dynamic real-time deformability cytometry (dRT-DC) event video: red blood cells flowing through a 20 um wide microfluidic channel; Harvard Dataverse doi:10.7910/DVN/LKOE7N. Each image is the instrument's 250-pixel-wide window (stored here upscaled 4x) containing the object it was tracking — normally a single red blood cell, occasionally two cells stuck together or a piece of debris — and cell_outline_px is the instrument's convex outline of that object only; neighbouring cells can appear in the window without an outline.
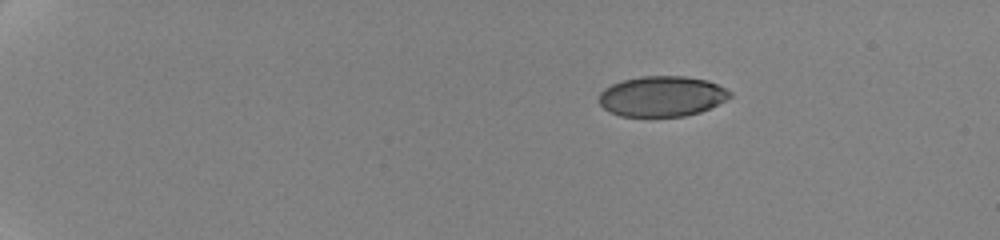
{"species": "human", "species_latin": "Homo sapiens", "temperature_condition": "cold", "stored_images_in_passage": 10, "camera_frame_rate_fps": 3000, "um_per_image_px": 0.085, "donor": {"sex": "female"}, "frame": {"image": 1, "passage_image": 1, "time_ms": 0.0, "image_size_px": [1000, 240], "cell_outline_px": [[732, 96], [700, 112], [684, 116], [620, 116], [608, 112], [600, 104], [600, 92], [604, 88], [612, 84], [624, 80], [640, 76], [684, 76], [708, 80], [732, 92]], "centroid_in_image_um": [56.24, 8.18], "position_along_channel_um": 28.8, "area_um2": 30.69}}
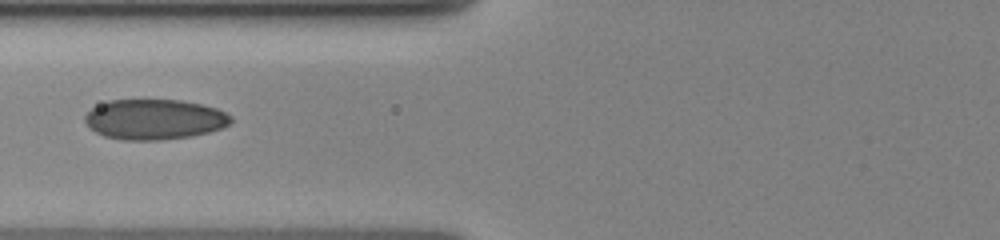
{"frame": {"image": 2, "passage_image": 7, "time_ms": 5.667, "image_size_px": [1000, 240], "cell_outline_px": [[232, 120], [224, 128], [192, 136], [160, 140], [124, 140], [104, 136], [88, 128], [84, 120], [84, 116], [92, 108], [108, 100], [180, 100], [200, 104], [216, 108], [232, 116]], "centroid_in_image_um": [13.11, 10.15], "position_along_channel_um": 112.7, "area_um2": 34.33}}
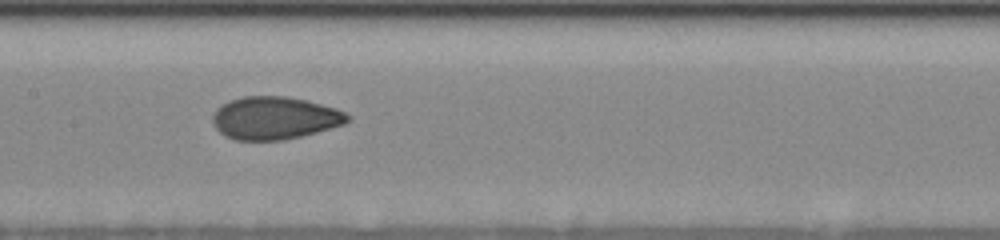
{"frame": {"image": 3, "passage_image": 9, "time_ms": 7.667, "image_size_px": [1000, 240], "cell_outline_px": [[348, 120], [344, 124], [316, 132], [300, 136], [280, 140], [236, 140], [224, 136], [216, 128], [212, 120], [212, 116], [216, 108], [232, 100], [244, 96], [288, 96], [336, 108], [344, 112], [348, 116]], "centroid_in_image_um": [23.31, 10.03], "position_along_channel_um": 184.1, "area_um2": 33.23}}